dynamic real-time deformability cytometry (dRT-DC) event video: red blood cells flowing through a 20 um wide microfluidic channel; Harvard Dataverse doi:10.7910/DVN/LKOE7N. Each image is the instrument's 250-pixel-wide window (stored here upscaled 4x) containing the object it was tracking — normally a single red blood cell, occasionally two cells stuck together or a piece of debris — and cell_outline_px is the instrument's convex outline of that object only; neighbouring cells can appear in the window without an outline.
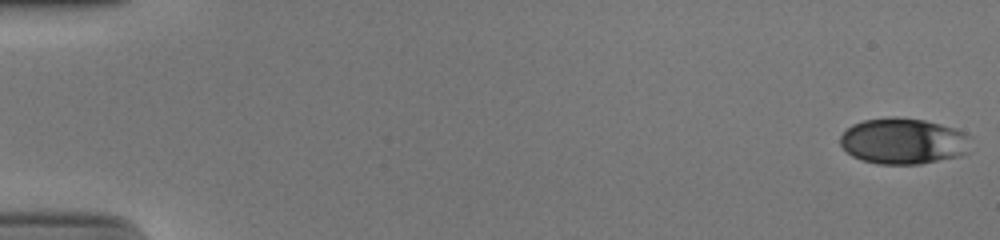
{"species": "human", "species_latin": "Homo sapiens", "temperature_condition": "cold", "stored_images_in_passage": 53, "camera_frame_rate_fps": 3000, "um_per_image_px": 0.085, "donor": {"sex": "male"}, "frame": {"image": 1, "passage_image": 1, "time_ms": 0.0, "image_size_px": [1000, 240], "cell_outline_px": [[972, 152], [960, 156], [920, 164], [876, 164], [860, 160], [852, 156], [840, 144], [840, 136], [852, 124], [864, 120], [888, 116], [896, 116], [924, 120], [956, 128], [968, 132], [972, 136]], "centroid_in_image_um": [76.87, 11.99], "position_along_channel_um": 8.1, "area_um2": 35.89}}
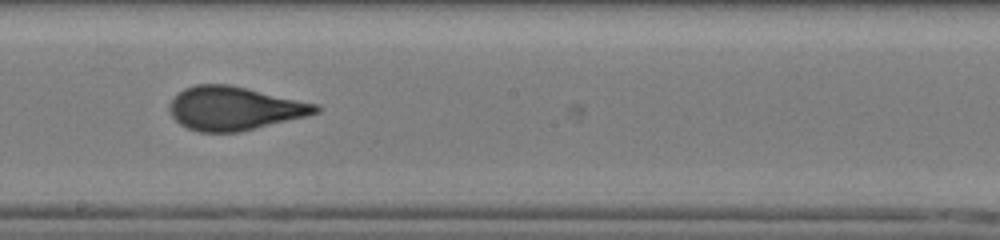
{"frame": {"image": 2, "passage_image": 31, "time_ms": 10.0, "image_size_px": [1000, 240], "cell_outline_px": [[320, 112], [308, 116], [240, 132], [200, 132], [188, 128], [180, 124], [172, 116], [168, 108], [168, 104], [184, 88], [196, 84], [228, 84], [316, 104], [320, 108]], "centroid_in_image_um": [19.9, 9.22], "position_along_channel_um": 228.3, "area_um2": 36.88}}
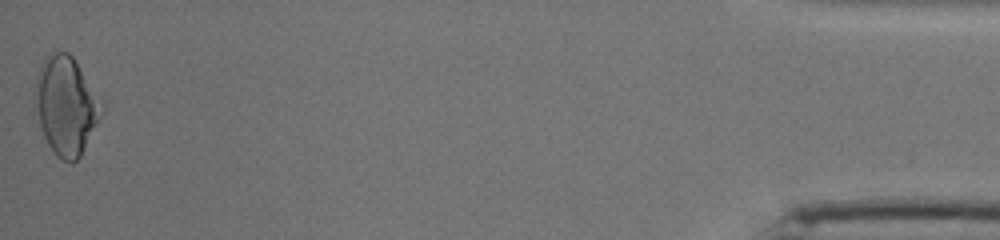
{"frame": {"image": 3, "passage_image": 53, "time_ms": 17.333, "image_size_px": [1000, 240], "cell_outline_px": [[104, 108], [80, 156], [72, 164], [56, 156], [48, 144], [40, 128], [32, 108], [32, 100], [36, 76], [48, 52], [68, 52], [72, 56], [104, 100]], "centroid_in_image_um": [5.58, 8.95], "position_along_channel_um": 429.6, "area_um2": 38.78}, "authors_computed_cell_mechanics": {"area_um2": 35.9516, "velocity_mm_per_s": 3.9296, "shape_relaxation_time_tau1_ms": 6.8487, "shape_relaxation_time_tau2_ms": null, "deformation_change_tau1": 0.1905, "deformation_change_tau2": null}}